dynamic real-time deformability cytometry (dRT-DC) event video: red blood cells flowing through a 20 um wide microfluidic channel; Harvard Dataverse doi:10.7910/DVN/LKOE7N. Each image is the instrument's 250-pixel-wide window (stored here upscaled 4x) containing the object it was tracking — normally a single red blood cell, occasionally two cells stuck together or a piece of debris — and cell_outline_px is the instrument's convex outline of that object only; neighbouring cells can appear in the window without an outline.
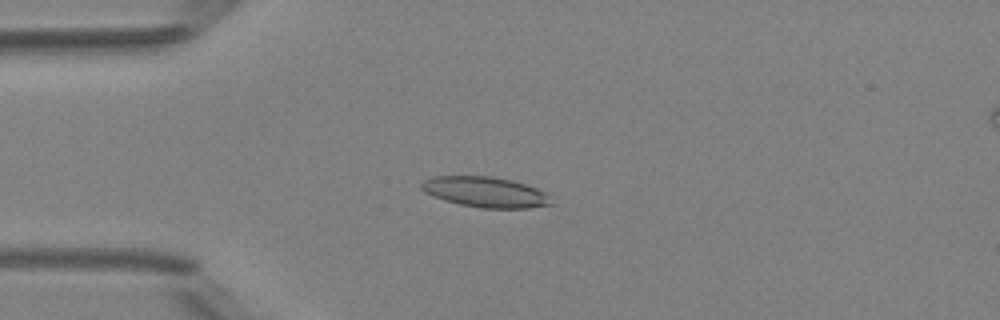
{"species": "Egyptian fruit bat (a non-hibernating species)", "species_latin": "Rousettus aegyptiacus", "temperature_condition": "room temperature", "stored_images_in_passage": 37, "camera_frame_rate_fps": 3000, "um_per_image_px": 0.085, "animal": {"sex": "female"}, "frame": {"image": 1, "passage_image": 1, "time_ms": 0.0, "image_size_px": [1000, 320], "cell_outline_px": [[552, 204], [528, 208], [480, 208], [460, 204], [444, 200], [424, 192], [420, 188], [420, 184], [424, 180], [432, 176], [492, 176], [512, 180], [536, 188], [544, 192]], "centroid_in_image_um": [41.19, 16.32], "position_along_channel_um": 43.8, "area_um2": 22.89}}
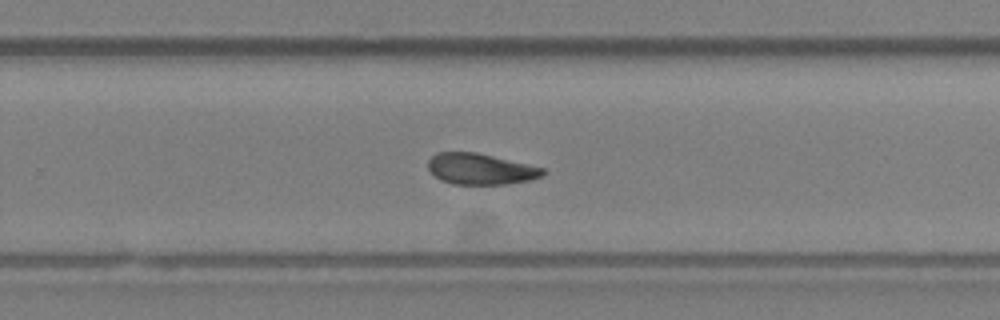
{"frame": {"image": 2, "passage_image": 20, "time_ms": 6.333, "image_size_px": [1000, 320], "cell_outline_px": [[548, 172], [544, 176], [528, 180], [508, 184], [452, 184], [440, 180], [428, 168], [428, 160], [436, 152], [476, 152], [528, 164], [544, 168]], "centroid_in_image_um": [40.86, 14.36], "position_along_channel_um": 288.9, "area_um2": 20.81}}
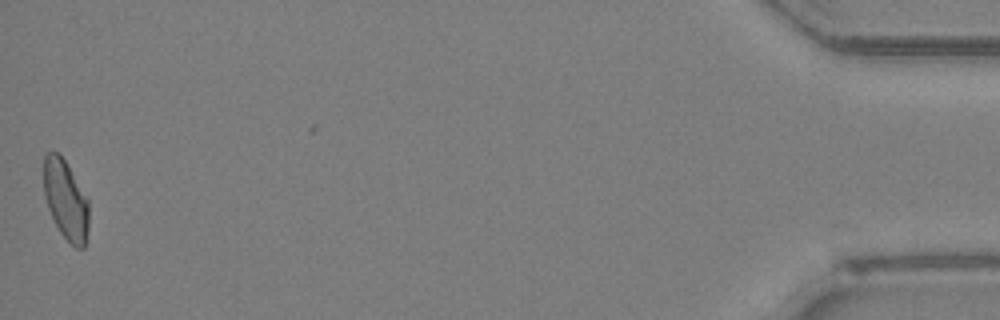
{"frame": {"image": 3, "passage_image": 37, "time_ms": 12.0, "image_size_px": [1000, 320], "cell_outline_px": [[88, 228], [84, 248], [76, 248], [60, 232], [48, 208], [44, 196], [44, 156], [48, 152], [56, 152], [64, 160], [88, 196]], "centroid_in_image_um": [5.6, 16.99], "position_along_channel_um": 429.6, "area_um2": 20.75}, "authors_computed_cell_mechanics": {"area_um2": 21.5594, "velocity_mm_per_s": 4.2117, "shape_relaxation_time_tau1_ms": null, "shape_relaxation_time_tau2_ms": 3.4241, "deformation_change_tau1": null, "deformation_change_tau2": 0.0989}}